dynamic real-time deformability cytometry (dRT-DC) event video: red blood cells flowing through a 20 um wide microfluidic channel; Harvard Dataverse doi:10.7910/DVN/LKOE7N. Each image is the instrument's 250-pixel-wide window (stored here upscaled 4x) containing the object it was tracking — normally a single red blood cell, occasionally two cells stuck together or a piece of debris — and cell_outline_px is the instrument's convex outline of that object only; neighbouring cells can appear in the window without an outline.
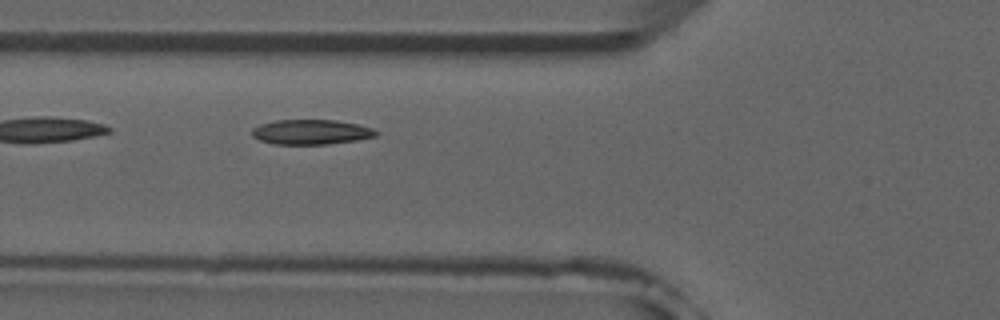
{"species": "common noctule bat (a hibernating species)", "species_latin": "Nyctalus noctula", "temperature_condition": "room temperature", "stored_images_in_passage": 4, "camera_frame_rate_fps": 3000, "um_per_image_px": 0.085, "animal": {"sex": "male", "forearm_length_mm": 52.5}, "frame": {"image": 1, "passage_image": 4, "time_ms": 4.333, "image_size_px": [1000, 320], "cell_outline_px": [[380, 132], [376, 136], [356, 140], [328, 144], [272, 144], [260, 140], [252, 136], [252, 128], [260, 124], [276, 120], [336, 120], [356, 124], [372, 128]], "centroid_in_image_um": [26.43, 11.22], "position_along_channel_um": 99.4, "area_um2": 17.98}}